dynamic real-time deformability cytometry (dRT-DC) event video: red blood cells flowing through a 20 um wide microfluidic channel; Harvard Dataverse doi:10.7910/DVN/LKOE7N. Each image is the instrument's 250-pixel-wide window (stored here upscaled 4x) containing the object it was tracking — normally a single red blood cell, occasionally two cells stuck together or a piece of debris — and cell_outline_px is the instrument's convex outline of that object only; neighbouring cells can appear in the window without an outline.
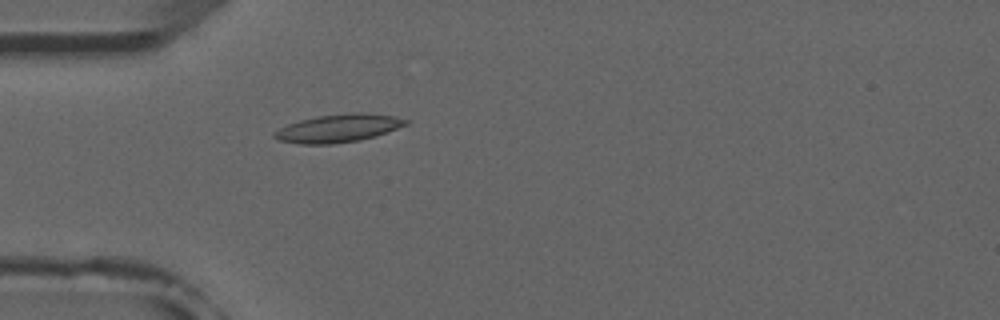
{"species": "common noctule bat (a hibernating species)", "species_latin": "Nyctalus noctula", "temperature_condition": "room temperature", "stored_images_in_passage": 2, "camera_frame_rate_fps": 3000, "um_per_image_px": 0.085, "animal": {"sex": "male", "forearm_length_mm": 52.5}, "frame": {"image": 1, "passage_image": 2, "time_ms": 1.333, "image_size_px": [1000, 320], "cell_outline_px": [[408, 124], [376, 136], [360, 140], [332, 144], [300, 144], [276, 140], [272, 136], [272, 132], [288, 124], [300, 120], [316, 116], [352, 112], [364, 112], [396, 116], [408, 120]], "centroid_in_image_um": [28.74, 10.9], "position_along_channel_um": 56.3, "area_um2": 21.68}}